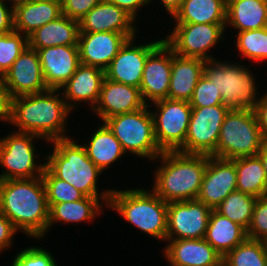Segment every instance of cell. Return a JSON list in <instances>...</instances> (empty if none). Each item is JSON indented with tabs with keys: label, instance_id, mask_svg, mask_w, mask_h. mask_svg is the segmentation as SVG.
I'll return each instance as SVG.
<instances>
[{
	"label": "cell",
	"instance_id": "obj_1",
	"mask_svg": "<svg viewBox=\"0 0 267 266\" xmlns=\"http://www.w3.org/2000/svg\"><path fill=\"white\" fill-rule=\"evenodd\" d=\"M0 212L16 230L43 237L48 230L49 206L42 177L0 181Z\"/></svg>",
	"mask_w": 267,
	"mask_h": 266
},
{
	"label": "cell",
	"instance_id": "obj_2",
	"mask_svg": "<svg viewBox=\"0 0 267 266\" xmlns=\"http://www.w3.org/2000/svg\"><path fill=\"white\" fill-rule=\"evenodd\" d=\"M57 91L49 88L12 98L8 122L20 128L18 132L31 133L48 142L69 138L64 131L71 110L60 94H55Z\"/></svg>",
	"mask_w": 267,
	"mask_h": 266
},
{
	"label": "cell",
	"instance_id": "obj_3",
	"mask_svg": "<svg viewBox=\"0 0 267 266\" xmlns=\"http://www.w3.org/2000/svg\"><path fill=\"white\" fill-rule=\"evenodd\" d=\"M155 174L153 192L163 201L197 199L207 167L208 155L166 151Z\"/></svg>",
	"mask_w": 267,
	"mask_h": 266
},
{
	"label": "cell",
	"instance_id": "obj_4",
	"mask_svg": "<svg viewBox=\"0 0 267 266\" xmlns=\"http://www.w3.org/2000/svg\"><path fill=\"white\" fill-rule=\"evenodd\" d=\"M53 153L48 154L46 167L59 179L64 180L87 197L102 198L108 205L112 190L98 195L97 178L101 170L88 157L83 145L70 138L57 139Z\"/></svg>",
	"mask_w": 267,
	"mask_h": 266
},
{
	"label": "cell",
	"instance_id": "obj_5",
	"mask_svg": "<svg viewBox=\"0 0 267 266\" xmlns=\"http://www.w3.org/2000/svg\"><path fill=\"white\" fill-rule=\"evenodd\" d=\"M107 206L142 232L166 240L168 203L153 191L113 189Z\"/></svg>",
	"mask_w": 267,
	"mask_h": 266
},
{
	"label": "cell",
	"instance_id": "obj_6",
	"mask_svg": "<svg viewBox=\"0 0 267 266\" xmlns=\"http://www.w3.org/2000/svg\"><path fill=\"white\" fill-rule=\"evenodd\" d=\"M265 143L253 109H231L220 129L216 157L255 156Z\"/></svg>",
	"mask_w": 267,
	"mask_h": 266
},
{
	"label": "cell",
	"instance_id": "obj_7",
	"mask_svg": "<svg viewBox=\"0 0 267 266\" xmlns=\"http://www.w3.org/2000/svg\"><path fill=\"white\" fill-rule=\"evenodd\" d=\"M149 105L136 111L113 116L104 124L121 143L124 152L155 160L162 151L157 145L154 122Z\"/></svg>",
	"mask_w": 267,
	"mask_h": 266
},
{
	"label": "cell",
	"instance_id": "obj_8",
	"mask_svg": "<svg viewBox=\"0 0 267 266\" xmlns=\"http://www.w3.org/2000/svg\"><path fill=\"white\" fill-rule=\"evenodd\" d=\"M204 74L214 82L223 100L231 109H254L257 100L255 79L252 73L241 65L222 63L216 60L205 61Z\"/></svg>",
	"mask_w": 267,
	"mask_h": 266
},
{
	"label": "cell",
	"instance_id": "obj_9",
	"mask_svg": "<svg viewBox=\"0 0 267 266\" xmlns=\"http://www.w3.org/2000/svg\"><path fill=\"white\" fill-rule=\"evenodd\" d=\"M229 110L225 105L192 107L185 143L178 151L216 157L220 129Z\"/></svg>",
	"mask_w": 267,
	"mask_h": 266
},
{
	"label": "cell",
	"instance_id": "obj_10",
	"mask_svg": "<svg viewBox=\"0 0 267 266\" xmlns=\"http://www.w3.org/2000/svg\"><path fill=\"white\" fill-rule=\"evenodd\" d=\"M152 114L157 145L162 152L178 151L185 143L192 107L187 101L163 99L154 102ZM159 112V113H158Z\"/></svg>",
	"mask_w": 267,
	"mask_h": 266
},
{
	"label": "cell",
	"instance_id": "obj_11",
	"mask_svg": "<svg viewBox=\"0 0 267 266\" xmlns=\"http://www.w3.org/2000/svg\"><path fill=\"white\" fill-rule=\"evenodd\" d=\"M35 137L40 138L31 133L14 132L0 139V165L7 169V172L0 175V181L42 176L46 163L36 165L35 146H33Z\"/></svg>",
	"mask_w": 267,
	"mask_h": 266
},
{
	"label": "cell",
	"instance_id": "obj_12",
	"mask_svg": "<svg viewBox=\"0 0 267 266\" xmlns=\"http://www.w3.org/2000/svg\"><path fill=\"white\" fill-rule=\"evenodd\" d=\"M225 25L176 23L172 33L163 40L177 55L209 61L214 58L207 51L222 38Z\"/></svg>",
	"mask_w": 267,
	"mask_h": 266
},
{
	"label": "cell",
	"instance_id": "obj_13",
	"mask_svg": "<svg viewBox=\"0 0 267 266\" xmlns=\"http://www.w3.org/2000/svg\"><path fill=\"white\" fill-rule=\"evenodd\" d=\"M212 209L195 200L169 202L166 239H202Z\"/></svg>",
	"mask_w": 267,
	"mask_h": 266
},
{
	"label": "cell",
	"instance_id": "obj_14",
	"mask_svg": "<svg viewBox=\"0 0 267 266\" xmlns=\"http://www.w3.org/2000/svg\"><path fill=\"white\" fill-rule=\"evenodd\" d=\"M133 39L134 37L127 39L121 46L117 55L105 70V77L114 82L140 88L147 57L164 40L162 39L133 47Z\"/></svg>",
	"mask_w": 267,
	"mask_h": 266
},
{
	"label": "cell",
	"instance_id": "obj_15",
	"mask_svg": "<svg viewBox=\"0 0 267 266\" xmlns=\"http://www.w3.org/2000/svg\"><path fill=\"white\" fill-rule=\"evenodd\" d=\"M10 98L48 90L37 50L29 46L2 77Z\"/></svg>",
	"mask_w": 267,
	"mask_h": 266
},
{
	"label": "cell",
	"instance_id": "obj_16",
	"mask_svg": "<svg viewBox=\"0 0 267 266\" xmlns=\"http://www.w3.org/2000/svg\"><path fill=\"white\" fill-rule=\"evenodd\" d=\"M237 190L235 163L208 155L207 167L197 200L215 209L231 192Z\"/></svg>",
	"mask_w": 267,
	"mask_h": 266
},
{
	"label": "cell",
	"instance_id": "obj_17",
	"mask_svg": "<svg viewBox=\"0 0 267 266\" xmlns=\"http://www.w3.org/2000/svg\"><path fill=\"white\" fill-rule=\"evenodd\" d=\"M173 50L163 41L148 57L140 84L141 96L152 103L166 99L171 78Z\"/></svg>",
	"mask_w": 267,
	"mask_h": 266
},
{
	"label": "cell",
	"instance_id": "obj_18",
	"mask_svg": "<svg viewBox=\"0 0 267 266\" xmlns=\"http://www.w3.org/2000/svg\"><path fill=\"white\" fill-rule=\"evenodd\" d=\"M135 33L80 32L78 50L80 62L106 70L121 46Z\"/></svg>",
	"mask_w": 267,
	"mask_h": 266
},
{
	"label": "cell",
	"instance_id": "obj_19",
	"mask_svg": "<svg viewBox=\"0 0 267 266\" xmlns=\"http://www.w3.org/2000/svg\"><path fill=\"white\" fill-rule=\"evenodd\" d=\"M45 83L60 89L81 64L78 45H58L37 49Z\"/></svg>",
	"mask_w": 267,
	"mask_h": 266
},
{
	"label": "cell",
	"instance_id": "obj_20",
	"mask_svg": "<svg viewBox=\"0 0 267 266\" xmlns=\"http://www.w3.org/2000/svg\"><path fill=\"white\" fill-rule=\"evenodd\" d=\"M140 88L114 82L105 77L98 103L94 107L101 120L136 111L145 106Z\"/></svg>",
	"mask_w": 267,
	"mask_h": 266
},
{
	"label": "cell",
	"instance_id": "obj_21",
	"mask_svg": "<svg viewBox=\"0 0 267 266\" xmlns=\"http://www.w3.org/2000/svg\"><path fill=\"white\" fill-rule=\"evenodd\" d=\"M166 241L164 253L172 266H222L223 257L204 238Z\"/></svg>",
	"mask_w": 267,
	"mask_h": 266
},
{
	"label": "cell",
	"instance_id": "obj_22",
	"mask_svg": "<svg viewBox=\"0 0 267 266\" xmlns=\"http://www.w3.org/2000/svg\"><path fill=\"white\" fill-rule=\"evenodd\" d=\"M134 19L123 9L101 0L79 20L80 32L135 33Z\"/></svg>",
	"mask_w": 267,
	"mask_h": 266
},
{
	"label": "cell",
	"instance_id": "obj_23",
	"mask_svg": "<svg viewBox=\"0 0 267 266\" xmlns=\"http://www.w3.org/2000/svg\"><path fill=\"white\" fill-rule=\"evenodd\" d=\"M105 79V71L91 65L80 64L72 77L60 87L63 90L65 103L72 110L75 103L89 101L90 106L95 107L100 97V91ZM69 100V103H68ZM71 102V103H70ZM92 104V105H91Z\"/></svg>",
	"mask_w": 267,
	"mask_h": 266
},
{
	"label": "cell",
	"instance_id": "obj_24",
	"mask_svg": "<svg viewBox=\"0 0 267 266\" xmlns=\"http://www.w3.org/2000/svg\"><path fill=\"white\" fill-rule=\"evenodd\" d=\"M204 65V60L183 57L173 52L167 99L189 102L199 79L204 74Z\"/></svg>",
	"mask_w": 267,
	"mask_h": 266
},
{
	"label": "cell",
	"instance_id": "obj_25",
	"mask_svg": "<svg viewBox=\"0 0 267 266\" xmlns=\"http://www.w3.org/2000/svg\"><path fill=\"white\" fill-rule=\"evenodd\" d=\"M14 30L27 37L62 15L60 1L27 0L13 6Z\"/></svg>",
	"mask_w": 267,
	"mask_h": 266
},
{
	"label": "cell",
	"instance_id": "obj_26",
	"mask_svg": "<svg viewBox=\"0 0 267 266\" xmlns=\"http://www.w3.org/2000/svg\"><path fill=\"white\" fill-rule=\"evenodd\" d=\"M79 33V21L62 14L31 33L28 46L37 50L58 45H78Z\"/></svg>",
	"mask_w": 267,
	"mask_h": 266
},
{
	"label": "cell",
	"instance_id": "obj_27",
	"mask_svg": "<svg viewBox=\"0 0 267 266\" xmlns=\"http://www.w3.org/2000/svg\"><path fill=\"white\" fill-rule=\"evenodd\" d=\"M247 238L246 229L212 209L204 239L222 256Z\"/></svg>",
	"mask_w": 267,
	"mask_h": 266
},
{
	"label": "cell",
	"instance_id": "obj_28",
	"mask_svg": "<svg viewBox=\"0 0 267 266\" xmlns=\"http://www.w3.org/2000/svg\"><path fill=\"white\" fill-rule=\"evenodd\" d=\"M267 0H232L226 8V26L242 31L266 26Z\"/></svg>",
	"mask_w": 267,
	"mask_h": 266
},
{
	"label": "cell",
	"instance_id": "obj_29",
	"mask_svg": "<svg viewBox=\"0 0 267 266\" xmlns=\"http://www.w3.org/2000/svg\"><path fill=\"white\" fill-rule=\"evenodd\" d=\"M225 0H184L173 18L176 23L226 24Z\"/></svg>",
	"mask_w": 267,
	"mask_h": 266
},
{
	"label": "cell",
	"instance_id": "obj_30",
	"mask_svg": "<svg viewBox=\"0 0 267 266\" xmlns=\"http://www.w3.org/2000/svg\"><path fill=\"white\" fill-rule=\"evenodd\" d=\"M237 172V191L254 197L265 196L267 192V176L258 155L241 157L232 160Z\"/></svg>",
	"mask_w": 267,
	"mask_h": 266
},
{
	"label": "cell",
	"instance_id": "obj_31",
	"mask_svg": "<svg viewBox=\"0 0 267 266\" xmlns=\"http://www.w3.org/2000/svg\"><path fill=\"white\" fill-rule=\"evenodd\" d=\"M103 125V126H102ZM90 138L89 144L83 145L88 157L101 170L104 171L113 162L117 161L125 152L121 143L103 123Z\"/></svg>",
	"mask_w": 267,
	"mask_h": 266
},
{
	"label": "cell",
	"instance_id": "obj_32",
	"mask_svg": "<svg viewBox=\"0 0 267 266\" xmlns=\"http://www.w3.org/2000/svg\"><path fill=\"white\" fill-rule=\"evenodd\" d=\"M100 208L99 198L87 196L73 202L56 203L49 209L48 228L56 221L79 223L92 220L100 213Z\"/></svg>",
	"mask_w": 267,
	"mask_h": 266
},
{
	"label": "cell",
	"instance_id": "obj_33",
	"mask_svg": "<svg viewBox=\"0 0 267 266\" xmlns=\"http://www.w3.org/2000/svg\"><path fill=\"white\" fill-rule=\"evenodd\" d=\"M256 200L257 197L236 190L231 192L215 210L247 230Z\"/></svg>",
	"mask_w": 267,
	"mask_h": 266
},
{
	"label": "cell",
	"instance_id": "obj_34",
	"mask_svg": "<svg viewBox=\"0 0 267 266\" xmlns=\"http://www.w3.org/2000/svg\"><path fill=\"white\" fill-rule=\"evenodd\" d=\"M222 266H267L263 241L246 238L223 257Z\"/></svg>",
	"mask_w": 267,
	"mask_h": 266
},
{
	"label": "cell",
	"instance_id": "obj_35",
	"mask_svg": "<svg viewBox=\"0 0 267 266\" xmlns=\"http://www.w3.org/2000/svg\"><path fill=\"white\" fill-rule=\"evenodd\" d=\"M41 177L46 188L49 209L56 203L73 202L85 197L72 185L57 178L47 167H45Z\"/></svg>",
	"mask_w": 267,
	"mask_h": 266
},
{
	"label": "cell",
	"instance_id": "obj_36",
	"mask_svg": "<svg viewBox=\"0 0 267 266\" xmlns=\"http://www.w3.org/2000/svg\"><path fill=\"white\" fill-rule=\"evenodd\" d=\"M236 46L243 56L253 61L267 59V30L264 28L238 32Z\"/></svg>",
	"mask_w": 267,
	"mask_h": 266
},
{
	"label": "cell",
	"instance_id": "obj_37",
	"mask_svg": "<svg viewBox=\"0 0 267 266\" xmlns=\"http://www.w3.org/2000/svg\"><path fill=\"white\" fill-rule=\"evenodd\" d=\"M21 35L23 34L15 30L0 35V77L4 76L14 61L28 47V37Z\"/></svg>",
	"mask_w": 267,
	"mask_h": 266
},
{
	"label": "cell",
	"instance_id": "obj_38",
	"mask_svg": "<svg viewBox=\"0 0 267 266\" xmlns=\"http://www.w3.org/2000/svg\"><path fill=\"white\" fill-rule=\"evenodd\" d=\"M189 104L191 107L224 105L220 91L217 90L214 82L210 81L205 74H203L199 79Z\"/></svg>",
	"mask_w": 267,
	"mask_h": 266
},
{
	"label": "cell",
	"instance_id": "obj_39",
	"mask_svg": "<svg viewBox=\"0 0 267 266\" xmlns=\"http://www.w3.org/2000/svg\"><path fill=\"white\" fill-rule=\"evenodd\" d=\"M247 238L264 241L267 239V196L257 198L252 219L246 230Z\"/></svg>",
	"mask_w": 267,
	"mask_h": 266
},
{
	"label": "cell",
	"instance_id": "obj_40",
	"mask_svg": "<svg viewBox=\"0 0 267 266\" xmlns=\"http://www.w3.org/2000/svg\"><path fill=\"white\" fill-rule=\"evenodd\" d=\"M12 266H57V264L45 249L30 247L16 255Z\"/></svg>",
	"mask_w": 267,
	"mask_h": 266
},
{
	"label": "cell",
	"instance_id": "obj_41",
	"mask_svg": "<svg viewBox=\"0 0 267 266\" xmlns=\"http://www.w3.org/2000/svg\"><path fill=\"white\" fill-rule=\"evenodd\" d=\"M101 0H62V14L79 21Z\"/></svg>",
	"mask_w": 267,
	"mask_h": 266
},
{
	"label": "cell",
	"instance_id": "obj_42",
	"mask_svg": "<svg viewBox=\"0 0 267 266\" xmlns=\"http://www.w3.org/2000/svg\"><path fill=\"white\" fill-rule=\"evenodd\" d=\"M16 232L12 222L0 212V253L12 244V237Z\"/></svg>",
	"mask_w": 267,
	"mask_h": 266
},
{
	"label": "cell",
	"instance_id": "obj_43",
	"mask_svg": "<svg viewBox=\"0 0 267 266\" xmlns=\"http://www.w3.org/2000/svg\"><path fill=\"white\" fill-rule=\"evenodd\" d=\"M14 8L7 7L4 0H0V35L14 31Z\"/></svg>",
	"mask_w": 267,
	"mask_h": 266
},
{
	"label": "cell",
	"instance_id": "obj_44",
	"mask_svg": "<svg viewBox=\"0 0 267 266\" xmlns=\"http://www.w3.org/2000/svg\"><path fill=\"white\" fill-rule=\"evenodd\" d=\"M253 110L263 139L267 142V93L259 98V101Z\"/></svg>",
	"mask_w": 267,
	"mask_h": 266
},
{
	"label": "cell",
	"instance_id": "obj_45",
	"mask_svg": "<svg viewBox=\"0 0 267 266\" xmlns=\"http://www.w3.org/2000/svg\"><path fill=\"white\" fill-rule=\"evenodd\" d=\"M110 3L118 6L128 13L134 20L137 18V11L143 5H147L148 0H107Z\"/></svg>",
	"mask_w": 267,
	"mask_h": 266
},
{
	"label": "cell",
	"instance_id": "obj_46",
	"mask_svg": "<svg viewBox=\"0 0 267 266\" xmlns=\"http://www.w3.org/2000/svg\"><path fill=\"white\" fill-rule=\"evenodd\" d=\"M11 98L2 77H0V120L9 121Z\"/></svg>",
	"mask_w": 267,
	"mask_h": 266
},
{
	"label": "cell",
	"instance_id": "obj_47",
	"mask_svg": "<svg viewBox=\"0 0 267 266\" xmlns=\"http://www.w3.org/2000/svg\"><path fill=\"white\" fill-rule=\"evenodd\" d=\"M151 0H148L150 2ZM171 17L181 8L184 0H160Z\"/></svg>",
	"mask_w": 267,
	"mask_h": 266
},
{
	"label": "cell",
	"instance_id": "obj_48",
	"mask_svg": "<svg viewBox=\"0 0 267 266\" xmlns=\"http://www.w3.org/2000/svg\"><path fill=\"white\" fill-rule=\"evenodd\" d=\"M257 155L259 156V158L262 161V164H263V167L265 169L266 176H267V142H265L263 144V146L261 147V149L259 150Z\"/></svg>",
	"mask_w": 267,
	"mask_h": 266
},
{
	"label": "cell",
	"instance_id": "obj_49",
	"mask_svg": "<svg viewBox=\"0 0 267 266\" xmlns=\"http://www.w3.org/2000/svg\"><path fill=\"white\" fill-rule=\"evenodd\" d=\"M8 1V0H7ZM13 3H11L13 6L22 2H26L27 0H11Z\"/></svg>",
	"mask_w": 267,
	"mask_h": 266
},
{
	"label": "cell",
	"instance_id": "obj_50",
	"mask_svg": "<svg viewBox=\"0 0 267 266\" xmlns=\"http://www.w3.org/2000/svg\"><path fill=\"white\" fill-rule=\"evenodd\" d=\"M263 244H264L266 255H267V239L263 241Z\"/></svg>",
	"mask_w": 267,
	"mask_h": 266
},
{
	"label": "cell",
	"instance_id": "obj_51",
	"mask_svg": "<svg viewBox=\"0 0 267 266\" xmlns=\"http://www.w3.org/2000/svg\"><path fill=\"white\" fill-rule=\"evenodd\" d=\"M230 1H232V0H225V2H226V5L230 2Z\"/></svg>",
	"mask_w": 267,
	"mask_h": 266
}]
</instances>
